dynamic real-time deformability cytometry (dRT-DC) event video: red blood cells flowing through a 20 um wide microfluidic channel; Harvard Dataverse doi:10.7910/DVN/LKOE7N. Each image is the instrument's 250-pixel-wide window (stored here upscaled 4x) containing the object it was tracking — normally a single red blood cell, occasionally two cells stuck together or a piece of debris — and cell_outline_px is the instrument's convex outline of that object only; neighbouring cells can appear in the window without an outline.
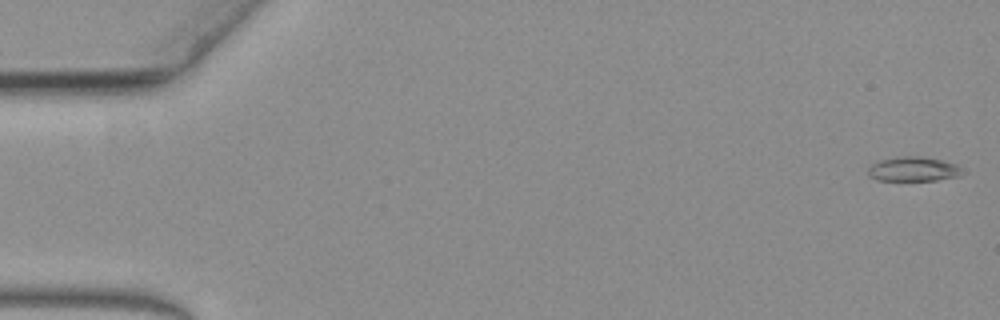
{"species": "common noctule bat (a hibernating species)", "species_latin": "Nyctalus noctula", "temperature_condition": "warm", "stored_images_in_passage": 60, "camera_frame_rate_fps": 3000, "um_per_image_px": 0.085, "animal": {"sex": "female", "body_mass_g": 19.3, "forearm_length_mm": 54.1}, "frame": {"image": 1, "passage_image": 1, "time_ms": 0.0, "image_size_px": [1000, 320], "cell_outline_px": [[968, 172], [960, 176], [936, 180], [876, 180], [868, 176], [868, 168], [876, 160], [896, 156], [920, 156], [940, 160], [956, 164]], "centroid_in_image_um": [77.64, 14.37], "position_along_channel_um": 7.4, "area_um2": 13.76}}
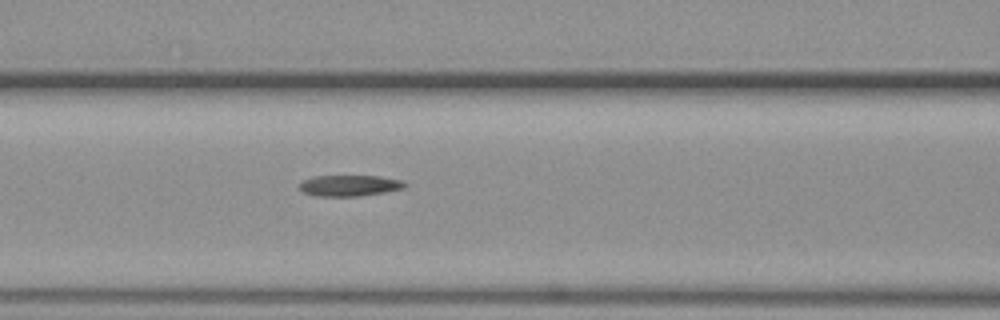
{"frame": {"image": 2, "passage_image": 26, "time_ms": 8.333, "image_size_px": [1000, 320], "cell_outline_px": [[408, 184], [404, 188], [384, 192], [360, 196], [316, 196], [304, 192], [300, 188], [300, 180], [312, 176], [380, 176], [404, 180]], "centroid_in_image_um": [29.72, 15.76], "position_along_channel_um": 136.9, "area_um2": 13.06}}
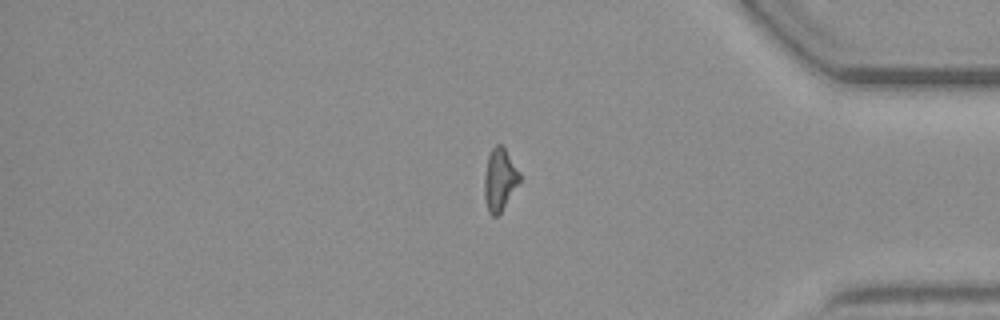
{"frame": {"image": 3, "passage_image": 51, "time_ms": 16.667, "image_size_px": [1000, 320], "cell_outline_px": [[520, 180], [500, 212], [496, 216], [492, 216], [488, 212], [484, 196], [484, 176], [488, 156], [492, 148], [496, 144], [500, 144], [504, 148], [520, 172]], "centroid_in_image_um": [42.45, 15.25], "position_along_channel_um": 392.8, "area_um2": 12.54}}